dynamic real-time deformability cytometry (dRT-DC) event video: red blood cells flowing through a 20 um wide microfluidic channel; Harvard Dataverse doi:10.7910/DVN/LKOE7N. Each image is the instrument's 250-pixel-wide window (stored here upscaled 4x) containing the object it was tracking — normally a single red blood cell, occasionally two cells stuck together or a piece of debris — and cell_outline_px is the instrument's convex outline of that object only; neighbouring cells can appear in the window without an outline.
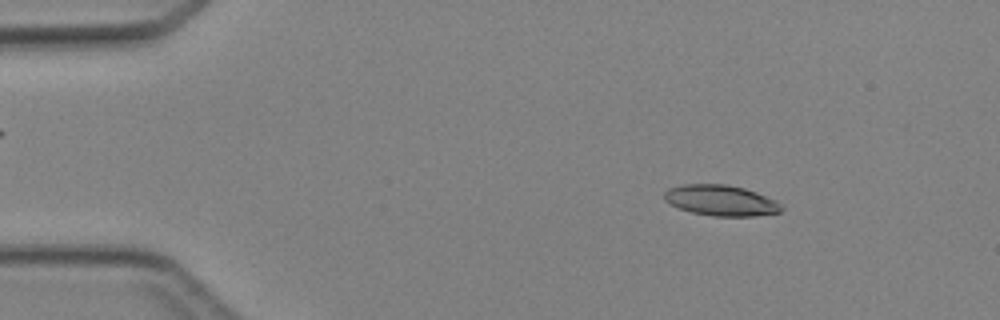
{"species": "Egyptian fruit bat (a non-hibernating species)", "species_latin": "Rousettus aegyptiacus", "temperature_condition": "cold", "stored_images_in_passage": 4, "camera_frame_rate_fps": 3000, "um_per_image_px": 0.085, "animal": {"sex": "female"}, "frame": {"image": 1, "passage_image": 2, "time_ms": 1.0, "image_size_px": [1000, 320], "cell_outline_px": [[784, 208], [780, 212], [756, 216], [712, 216], [692, 212], [680, 208], [664, 200], [664, 192], [668, 188], [680, 184], [728, 184], [744, 188], [756, 192], [776, 200]], "centroid_in_image_um": [61.28, 17.03], "position_along_channel_um": 23.7, "area_um2": 21.04}}
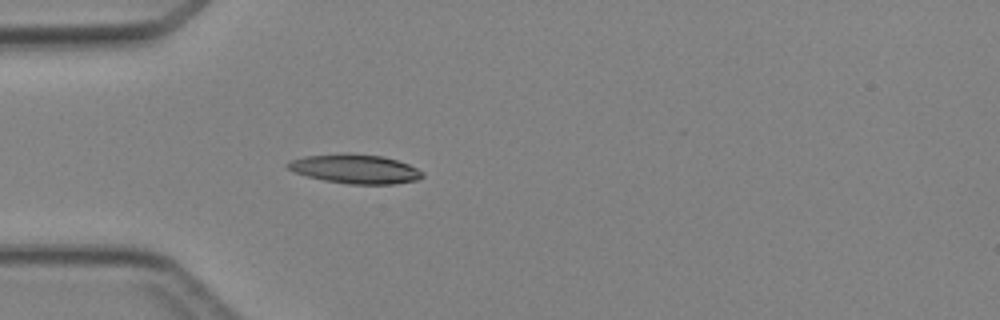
{"frame": {"image": 2, "passage_image": 4, "time_ms": 3.333, "image_size_px": [1000, 320], "cell_outline_px": [[424, 176], [416, 180], [396, 184], [348, 184], [324, 180], [308, 176], [296, 172], [288, 168], [284, 164], [288, 160], [304, 156], [344, 152], [348, 152], [384, 156], [408, 164], [424, 172]], "centroid_in_image_um": [30.17, 14.34], "position_along_channel_um": 54.8, "area_um2": 23.18}}